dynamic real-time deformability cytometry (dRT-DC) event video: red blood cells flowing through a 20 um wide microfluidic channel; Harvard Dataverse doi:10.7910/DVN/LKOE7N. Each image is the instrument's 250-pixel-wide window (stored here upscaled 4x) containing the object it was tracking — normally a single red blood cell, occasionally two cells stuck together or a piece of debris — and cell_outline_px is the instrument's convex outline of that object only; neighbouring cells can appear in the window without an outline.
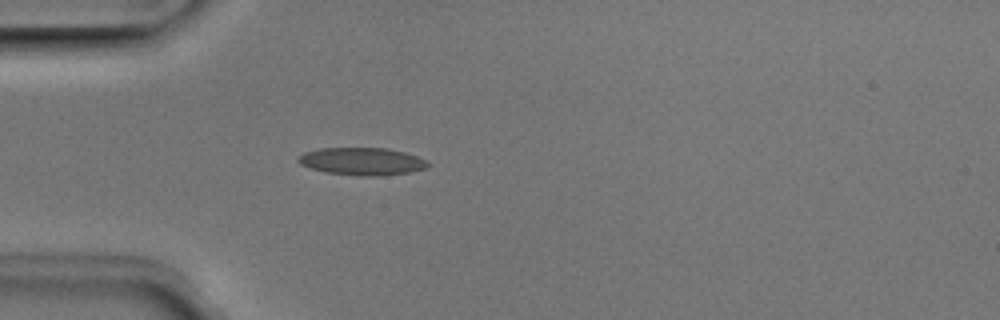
{"species": "Egyptian fruit bat (a non-hibernating species)", "species_latin": "Rousettus aegyptiacus", "temperature_condition": "room temperature", "stored_images_in_passage": 5, "camera_frame_rate_fps": 3000, "um_per_image_px": 0.085, "animal": {"sex": "male"}, "frame": {"image": 1, "passage_image": 5, "time_ms": 1.333, "image_size_px": [1000, 320], "cell_outline_px": [[428, 164], [424, 168], [408, 172], [376, 176], [360, 176], [324, 172], [300, 164], [296, 160], [304, 152], [320, 148], [388, 148], [404, 152], [428, 160]], "centroid_in_image_um": [30.74, 13.71], "position_along_channel_um": 54.3, "area_um2": 20.63}}